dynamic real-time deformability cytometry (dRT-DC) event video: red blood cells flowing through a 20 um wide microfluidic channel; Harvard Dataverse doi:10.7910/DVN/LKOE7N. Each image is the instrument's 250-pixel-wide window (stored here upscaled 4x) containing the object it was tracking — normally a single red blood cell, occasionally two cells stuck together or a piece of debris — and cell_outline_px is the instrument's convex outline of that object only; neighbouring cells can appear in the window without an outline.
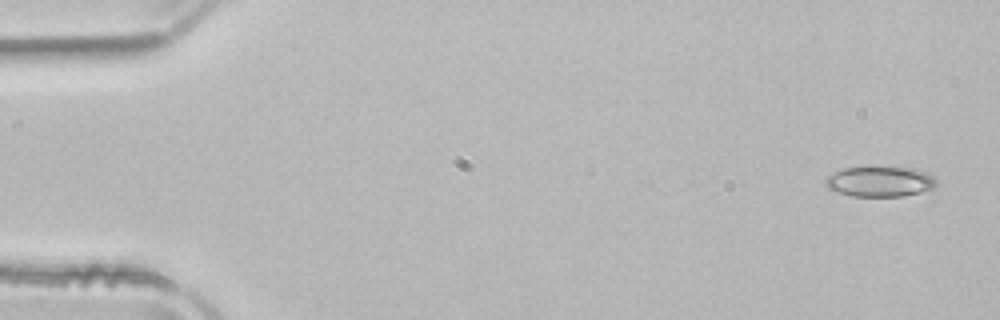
{"species": "common noctule bat (a hibernating species)", "species_latin": "Nyctalus noctula", "temperature_condition": "room temperature", "stored_images_in_passage": 3, "camera_frame_rate_fps": 3000, "um_per_image_px": 0.085, "animal": {"sex": "male", "body_mass_g": 21.5, "forearm_length_mm": 52.0}, "frame": {"image": 1, "passage_image": 1, "time_ms": 0.0, "image_size_px": [1000, 320], "cell_outline_px": [[936, 184], [932, 188], [920, 192], [900, 196], [852, 196], [836, 192], [828, 188], [824, 184], [824, 180], [828, 176], [844, 168], [912, 168], [928, 172], [936, 180]], "centroid_in_image_um": [74.78, 15.44], "position_along_channel_um": 10.2, "area_um2": 19.25}}